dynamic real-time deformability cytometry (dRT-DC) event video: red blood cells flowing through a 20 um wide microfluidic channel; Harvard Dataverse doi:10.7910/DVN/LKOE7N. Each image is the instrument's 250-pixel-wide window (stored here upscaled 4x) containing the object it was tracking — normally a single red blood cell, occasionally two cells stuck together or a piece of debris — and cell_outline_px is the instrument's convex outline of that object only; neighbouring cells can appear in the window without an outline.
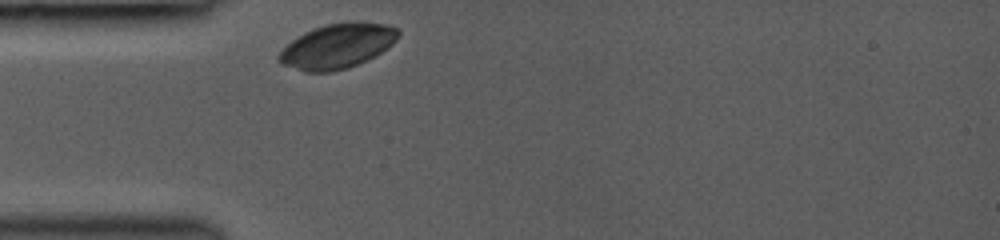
{"species": "common noctule bat (a hibernating species)", "species_latin": "Nyctalus noctula", "temperature_condition": "room temperature", "stored_images_in_passage": 22, "camera_frame_rate_fps": 3000, "um_per_image_px": 0.085, "animal": {"sex": "female", "body_mass_g": 19.0, "forearm_length_mm": 53.3}, "frame": {"image": 1, "passage_image": 1, "time_ms": 0.0, "image_size_px": [1000, 240], "cell_outline_px": [[400, 32], [396, 40], [392, 44], [368, 60], [348, 68], [332, 72], [304, 72], [280, 64], [276, 60], [276, 56], [292, 40], [304, 32], [312, 28], [328, 24], [348, 20], [356, 20], [388, 24], [396, 28]], "centroid_in_image_um": [28.66, 3.91], "position_along_channel_um": 56.3, "area_um2": 31.56}}
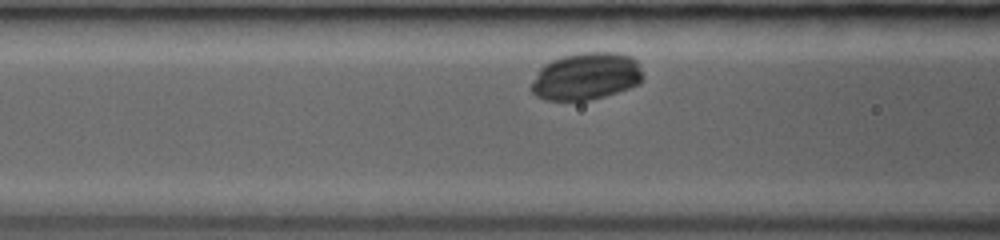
{"frame": {"image": 2, "passage_image": 5, "time_ms": 1.667, "image_size_px": [1000, 240], "cell_outline_px": [[644, 80], [640, 84], [604, 96], [588, 100], [544, 100], [536, 96], [532, 92], [532, 84], [540, 68], [544, 64], [560, 56], [580, 52], [616, 52], [632, 56], [640, 64], [644, 76]], "centroid_in_image_um": [49.87, 6.47], "position_along_channel_um": 116.7, "area_um2": 30.98}}
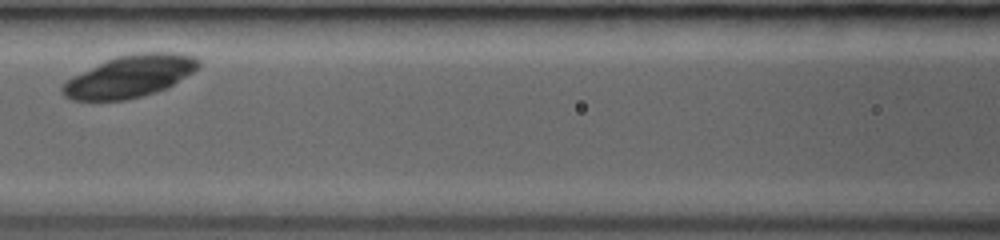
{"frame": {"image": 3, "passage_image": 7, "time_ms": 2.667, "image_size_px": [1000, 240], "cell_outline_px": [[200, 68], [168, 88], [156, 92], [124, 100], [72, 100], [64, 96], [60, 92], [60, 84], [72, 76], [104, 60], [116, 56], [132, 52], [180, 52], [196, 56], [200, 60]], "centroid_in_image_um": [11.05, 6.46], "position_along_channel_um": 155.6, "area_um2": 34.1}}